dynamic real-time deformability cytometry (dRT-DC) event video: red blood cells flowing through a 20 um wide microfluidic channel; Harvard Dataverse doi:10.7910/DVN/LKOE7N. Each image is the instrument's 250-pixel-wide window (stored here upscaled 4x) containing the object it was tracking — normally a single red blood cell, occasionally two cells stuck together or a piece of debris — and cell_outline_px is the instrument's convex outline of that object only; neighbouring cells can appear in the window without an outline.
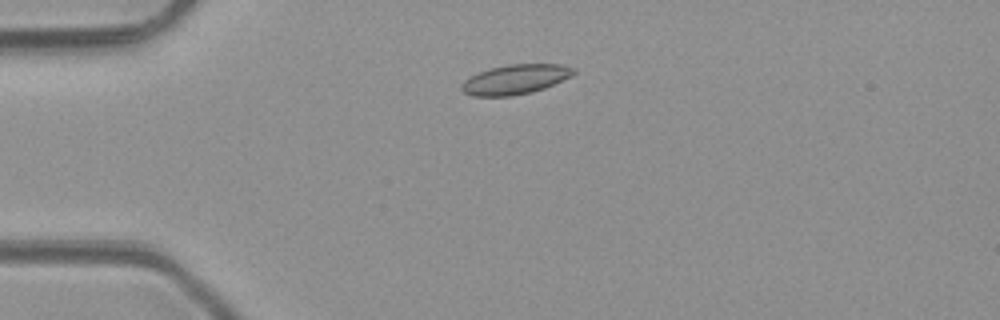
{"species": "common noctule bat (a hibernating species)", "species_latin": "Nyctalus noctula", "temperature_condition": "room temperature", "stored_images_in_passage": 1, "camera_frame_rate_fps": 3000, "um_per_image_px": 0.085, "animal": {"sex": "male", "body_mass_g": 23.1, "forearm_length_mm": 52.7}, "frame": {"image": 1, "passage_image": 1, "time_ms": 0.0, "image_size_px": [1000, 320], "cell_outline_px": [[576, 72], [544, 88], [532, 92], [512, 96], [472, 96], [464, 92], [460, 88], [460, 84], [464, 80], [488, 68], [508, 64], [564, 64], [576, 68]], "centroid_in_image_um": [43.77, 6.74], "position_along_channel_um": 41.2, "area_um2": 19.31}}